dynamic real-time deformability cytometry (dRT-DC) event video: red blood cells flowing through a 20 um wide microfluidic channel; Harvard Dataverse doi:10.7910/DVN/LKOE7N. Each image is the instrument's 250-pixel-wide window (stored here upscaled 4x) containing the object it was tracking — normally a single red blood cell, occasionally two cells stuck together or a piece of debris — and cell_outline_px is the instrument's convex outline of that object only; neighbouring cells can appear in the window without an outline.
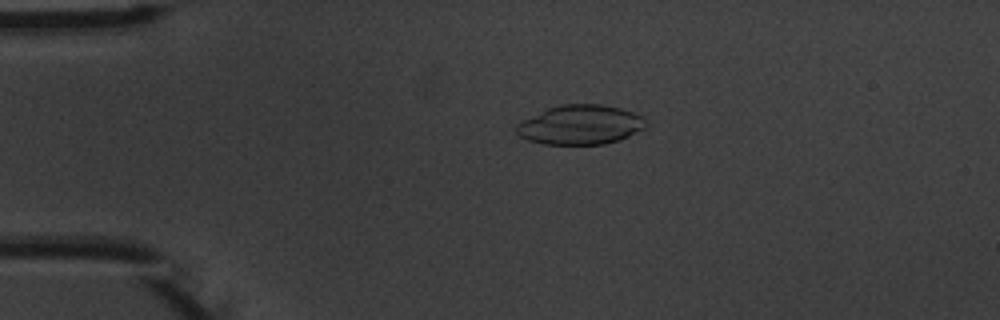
{"species": "common noctule bat (a hibernating species)", "species_latin": "Nyctalus noctula", "temperature_condition": "warm", "stored_images_in_passage": 4, "camera_frame_rate_fps": 3000, "um_per_image_px": 0.085, "animal": {"sex": "male", "body_mass_g": 20.1, "forearm_length_mm": 53.5}, "frame": {"image": 1, "passage_image": 3, "time_ms": 3.333, "image_size_px": [1000, 320], "cell_outline_px": [[644, 128], [620, 140], [604, 144], [544, 144], [528, 140], [520, 136], [516, 132], [516, 124], [548, 108], [560, 104], [600, 104], [620, 108], [632, 112], [640, 116], [644, 120]], "centroid_in_image_um": [49.31, 10.61], "position_along_channel_um": 35.7, "area_um2": 29.42}}